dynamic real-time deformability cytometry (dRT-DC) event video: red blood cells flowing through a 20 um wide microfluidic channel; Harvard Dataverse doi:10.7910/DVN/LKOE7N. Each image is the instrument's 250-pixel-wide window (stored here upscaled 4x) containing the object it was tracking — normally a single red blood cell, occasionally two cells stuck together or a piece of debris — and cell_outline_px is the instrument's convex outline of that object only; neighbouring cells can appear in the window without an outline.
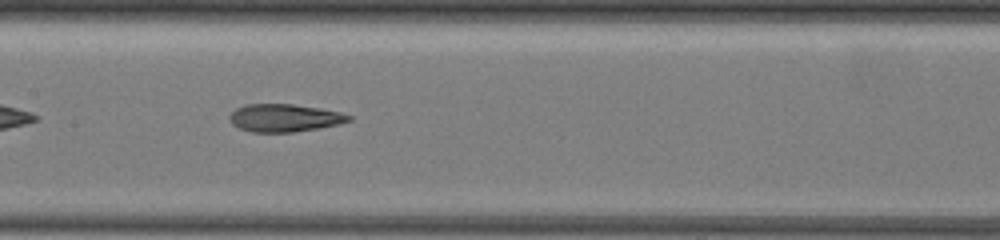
{"species": "common noctule bat (a hibernating species)", "species_latin": "Nyctalus noctula", "temperature_condition": "warm", "stored_images_in_passage": 38, "camera_frame_rate_fps": 3000, "um_per_image_px": 0.085, "animal": {"sex": "female", "body_mass_g": 19.5, "forearm_length_mm": 54.1}, "frame": {"image": 1, "passage_image": 12, "time_ms": 3.667, "image_size_px": [1000, 240], "cell_outline_px": [[352, 120], [320, 128], [292, 132], [252, 132], [240, 128], [232, 124], [228, 116], [236, 108], [248, 104], [292, 104], [320, 108], [340, 112], [352, 116]], "centroid_in_image_um": [24.17, 10.02], "position_along_channel_um": 183.2, "area_um2": 19.19}, "authors_computed_cell_mechanics": {"area_um2": 19.5942, "velocity_mm_per_s": 3.4559, "shape_relaxation_time_tau1_ms": null, "shape_relaxation_time_tau2_ms": 1.9722, "deformation_change_tau1": null, "deformation_change_tau2": 0.1035}}